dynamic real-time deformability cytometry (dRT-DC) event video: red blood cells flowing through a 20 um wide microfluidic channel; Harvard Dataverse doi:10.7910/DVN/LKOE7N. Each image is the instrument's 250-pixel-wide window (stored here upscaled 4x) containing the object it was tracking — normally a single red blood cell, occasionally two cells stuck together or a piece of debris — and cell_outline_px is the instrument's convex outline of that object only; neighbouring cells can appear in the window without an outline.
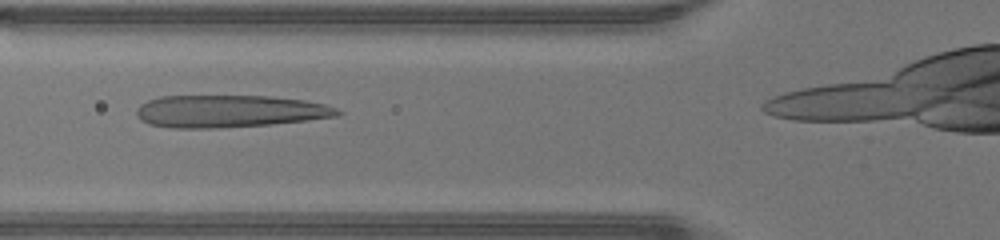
{"species": "human", "species_latin": "Homo sapiens", "temperature_condition": "warm", "stored_images_in_passage": 14, "camera_frame_rate_fps": 3000, "um_per_image_px": 0.085, "donor": {"sex": "male"}, "frame": {"image": 1, "passage_image": 8, "time_ms": 2.333, "image_size_px": [1000, 240], "cell_outline_px": [[344, 112], [340, 116], [308, 120], [268, 124], [220, 128], [172, 128], [148, 124], [140, 120], [136, 112], [136, 108], [140, 104], [148, 100], [160, 96], [268, 96], [304, 100], [324, 104], [336, 108]], "centroid_in_image_um": [19.49, 9.46], "position_along_channel_um": 106.3, "area_um2": 38.03}}
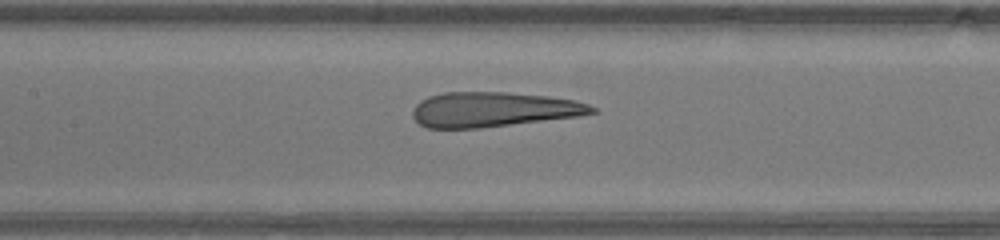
{"frame": {"image": 2, "passage_image": 12, "time_ms": 3.667, "image_size_px": [1000, 240], "cell_outline_px": [[600, 112], [580, 116], [480, 128], [428, 128], [420, 124], [412, 116], [412, 112], [416, 104], [420, 100], [428, 96], [444, 92], [508, 92], [548, 96], [576, 100], [588, 104], [596, 108]], "centroid_in_image_um": [41.96, 9.3], "position_along_channel_um": 165.4, "area_um2": 36.65}}